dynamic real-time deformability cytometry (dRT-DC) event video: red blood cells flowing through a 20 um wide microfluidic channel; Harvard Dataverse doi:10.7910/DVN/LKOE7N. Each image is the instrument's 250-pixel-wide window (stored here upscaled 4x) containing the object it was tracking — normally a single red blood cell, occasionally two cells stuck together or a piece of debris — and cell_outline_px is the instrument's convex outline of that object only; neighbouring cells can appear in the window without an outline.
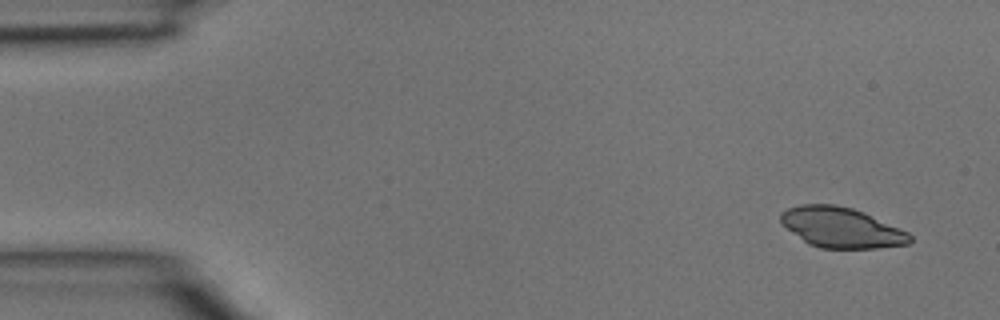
{"species": "common noctule bat (a hibernating species)", "species_latin": "Nyctalus noctula", "temperature_condition": "room temperature", "stored_images_in_passage": 4, "camera_frame_rate_fps": 3000, "um_per_image_px": 0.085, "animal": {"sex": "male", "body_mass_g": 15.6}, "frame": {"image": 1, "passage_image": 4, "time_ms": 1.0, "image_size_px": [1000, 320], "cell_outline_px": [[912, 240], [908, 244], [876, 248], [820, 248], [808, 244], [788, 228], [780, 220], [780, 212], [788, 208], [800, 204], [836, 204], [852, 208], [864, 212], [900, 228], [908, 232], [912, 236]], "centroid_in_image_um": [71.53, 19.33], "position_along_channel_um": 13.5, "area_um2": 30.23}}